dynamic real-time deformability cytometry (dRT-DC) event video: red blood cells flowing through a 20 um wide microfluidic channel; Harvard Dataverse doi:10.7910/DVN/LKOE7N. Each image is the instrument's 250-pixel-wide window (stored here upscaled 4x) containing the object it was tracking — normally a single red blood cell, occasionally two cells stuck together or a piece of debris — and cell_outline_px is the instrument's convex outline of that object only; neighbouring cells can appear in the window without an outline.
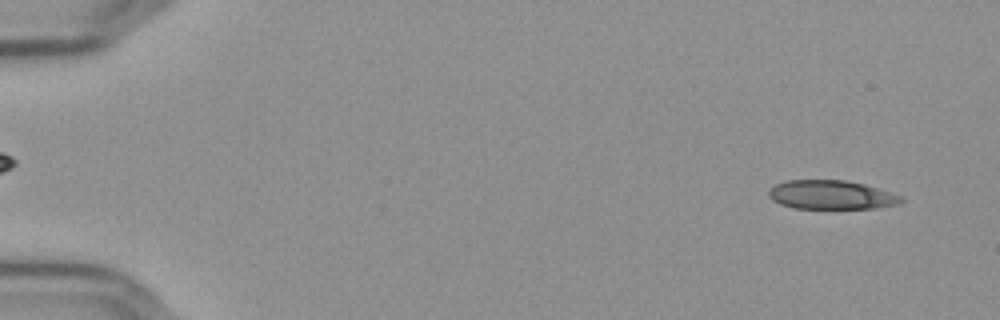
{"species": "Egyptian fruit bat (a non-hibernating species)", "species_latin": "Rousettus aegyptiacus", "temperature_condition": "cold", "stored_images_in_passage": 55, "camera_frame_rate_fps": 3000, "um_per_image_px": 0.085, "frame": {"image": 1, "passage_image": 3, "time_ms": 0.667, "image_size_px": [1000, 320], "cell_outline_px": [[904, 200], [896, 204], [876, 208], [792, 208], [780, 204], [772, 200], [768, 196], [768, 192], [776, 184], [788, 180], [844, 180], [864, 184], [900, 196]], "centroid_in_image_um": [70.6, 16.56], "position_along_channel_um": 14.4, "area_um2": 22.02}}
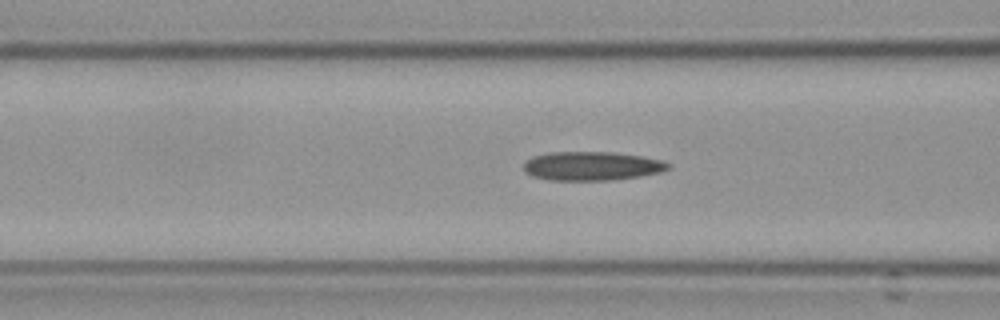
{"frame": {"image": 2, "passage_image": 22, "time_ms": 7.0, "image_size_px": [1000, 320], "cell_outline_px": [[668, 168], [660, 172], [640, 176], [612, 180], [548, 180], [532, 176], [524, 172], [524, 164], [528, 160], [536, 156], [552, 152], [612, 152], [640, 156], [660, 160], [668, 164]], "centroid_in_image_um": [50.27, 14.12], "position_along_channel_um": 116.3, "area_um2": 23.99}}
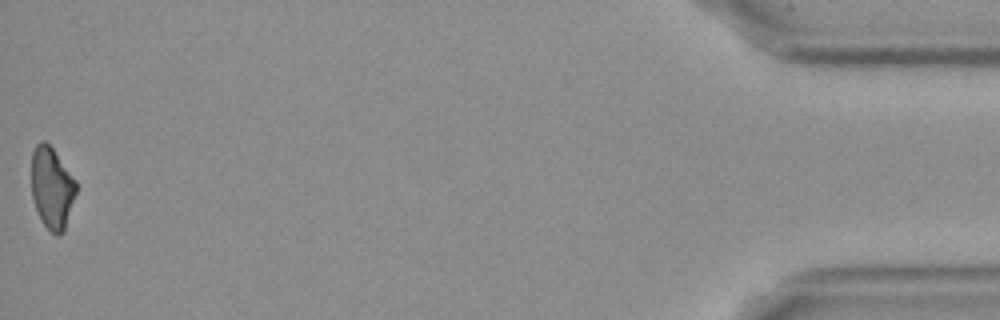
{"frame": {"image": 3, "passage_image": 55, "time_ms": 18.0, "image_size_px": [1000, 320], "cell_outline_px": [[76, 192], [64, 232], [56, 236], [44, 224], [36, 208], [32, 196], [32, 152], [36, 144], [40, 140], [44, 140], [52, 148], [76, 180]], "centroid_in_image_um": [4.41, 15.96], "position_along_channel_um": 430.8, "area_um2": 20.98}, "authors_computed_cell_mechanics": {"area_um2": 23.5824, "velocity_mm_per_s": 3.663, "shape_relaxation_time_tau1_ms": null, "shape_relaxation_time_tau2_ms": 8.6481, "deformation_change_tau1": null, "deformation_change_tau2": 0.2145}}